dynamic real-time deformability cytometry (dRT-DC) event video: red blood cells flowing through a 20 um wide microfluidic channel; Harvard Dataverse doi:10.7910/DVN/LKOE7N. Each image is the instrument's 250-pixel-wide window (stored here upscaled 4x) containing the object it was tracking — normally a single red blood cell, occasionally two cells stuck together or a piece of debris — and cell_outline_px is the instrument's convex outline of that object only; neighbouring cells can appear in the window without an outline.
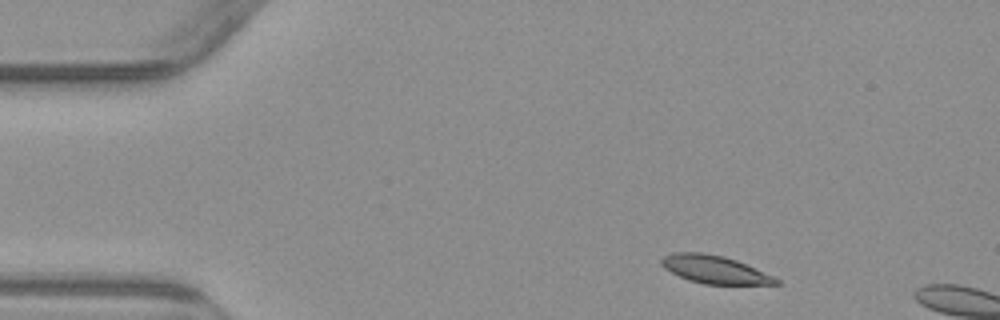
{"species": "common noctule bat (a hibernating species)", "species_latin": "Nyctalus noctula", "temperature_condition": "warm", "stored_images_in_passage": 2, "camera_frame_rate_fps": 3000, "um_per_image_px": 0.085, "animal": {"sex": "male", "body_mass_g": 23.1, "forearm_length_mm": 52.7}, "frame": {"image": 1, "passage_image": 1, "time_ms": 0.0, "image_size_px": [1000, 320], "cell_outline_px": [[780, 284], [704, 284], [688, 280], [664, 268], [660, 264], [660, 260], [664, 256], [672, 252], [704, 252], [724, 256], [736, 260], [772, 276], [780, 280]], "centroid_in_image_um": [60.69, 22.89], "position_along_channel_um": 24.3, "area_um2": 18.5}}